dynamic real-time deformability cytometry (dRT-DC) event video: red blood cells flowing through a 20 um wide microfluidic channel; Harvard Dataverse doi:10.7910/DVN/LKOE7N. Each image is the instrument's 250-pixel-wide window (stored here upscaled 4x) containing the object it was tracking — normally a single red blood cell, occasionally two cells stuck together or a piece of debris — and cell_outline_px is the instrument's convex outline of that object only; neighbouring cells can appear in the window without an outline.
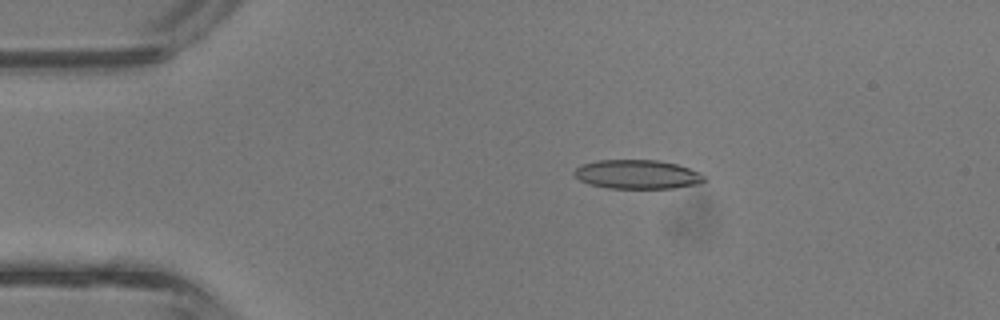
{"species": "common noctule bat (a hibernating species)", "species_latin": "Nyctalus noctula", "temperature_condition": "room temperature", "stored_images_in_passage": 42, "camera_frame_rate_fps": 3000, "um_per_image_px": 0.085, "animal": {"sex": "male", "body_mass_g": 13.3}, "frame": {"image": 1, "passage_image": 8, "time_ms": 2.333, "image_size_px": [1000, 320], "cell_outline_px": [[708, 180], [700, 184], [672, 188], [608, 188], [588, 184], [580, 180], [572, 172], [580, 164], [596, 160], [656, 160], [676, 164], [700, 172]], "centroid_in_image_um": [54.17, 14.82], "position_along_channel_um": 30.8, "area_um2": 22.14}}
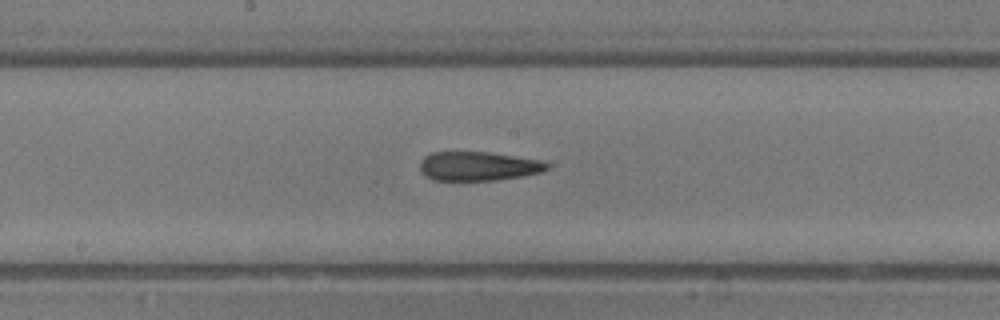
{"frame": {"image": 2, "passage_image": 22, "time_ms": 7.0, "image_size_px": [1000, 320], "cell_outline_px": [[548, 168], [540, 172], [524, 176], [496, 180], [432, 180], [424, 176], [420, 172], [420, 160], [424, 156], [432, 152], [488, 152], [540, 160], [548, 164]], "centroid_in_image_um": [40.59, 14.13], "position_along_channel_um": 207.6, "area_um2": 21.56}}
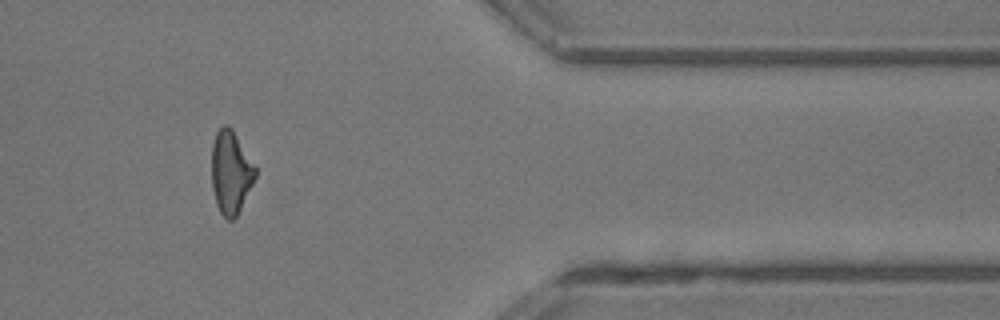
{"frame": {"image": 3, "passage_image": 35, "time_ms": 11.333, "image_size_px": [1000, 320], "cell_outline_px": [[256, 176], [236, 216], [232, 220], [228, 220], [220, 212], [216, 204], [212, 188], [212, 144], [216, 132], [224, 124], [228, 124], [232, 128], [256, 164]], "centroid_in_image_um": [19.62, 14.6], "position_along_channel_um": 391.8, "area_um2": 21.21}, "authors_computed_cell_mechanics": {"area_um2": 21.964, "velocity_mm_per_s": 4.8403, "shape_relaxation_time_tau1_ms": null, "shape_relaxation_time_tau2_ms": 2.0944, "deformation_change_tau1": null, "deformation_change_tau2": 0.1324}}